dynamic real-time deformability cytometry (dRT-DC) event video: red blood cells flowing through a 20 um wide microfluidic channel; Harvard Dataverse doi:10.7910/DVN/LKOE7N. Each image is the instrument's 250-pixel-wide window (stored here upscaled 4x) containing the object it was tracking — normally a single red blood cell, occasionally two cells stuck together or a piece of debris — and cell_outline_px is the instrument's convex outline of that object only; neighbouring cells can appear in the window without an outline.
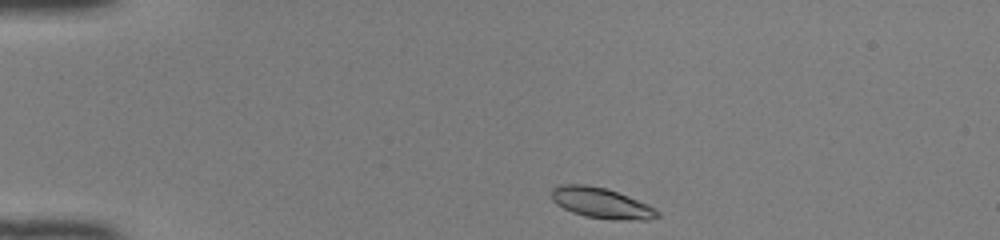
{"species": "common noctule bat (a hibernating species)", "species_latin": "Nyctalus noctula", "temperature_condition": "room temperature", "stored_images_in_passage": 40, "camera_frame_rate_fps": 3000, "um_per_image_px": 0.085, "animal": {"sex": "female", "body_mass_g": 22.0, "forearm_length_mm": 56.7}, "frame": {"image": 1, "passage_image": 1, "time_ms": 0.0, "image_size_px": [1000, 240], "cell_outline_px": [[660, 216], [648, 220], [612, 220], [584, 216], [572, 212], [556, 204], [552, 200], [548, 192], [556, 184], [584, 184], [608, 188], [648, 204], [656, 208], [660, 212]], "centroid_in_image_um": [51.09, 17.25], "position_along_channel_um": 33.9, "area_um2": 19.36}}
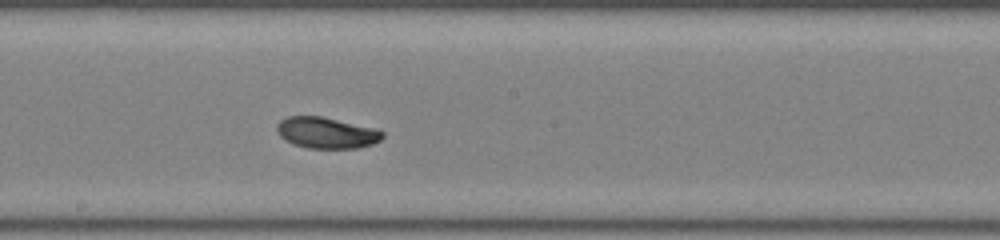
{"frame": {"image": 2, "passage_image": 19, "time_ms": 6.0, "image_size_px": [1000, 240], "cell_outline_px": [[384, 136], [380, 140], [372, 144], [356, 148], [308, 148], [292, 144], [284, 140], [276, 132], [276, 124], [280, 120], [288, 116], [320, 116], [376, 128], [384, 132]], "centroid_in_image_um": [27.72, 11.28], "position_along_channel_um": 220.5, "area_um2": 19.31}}
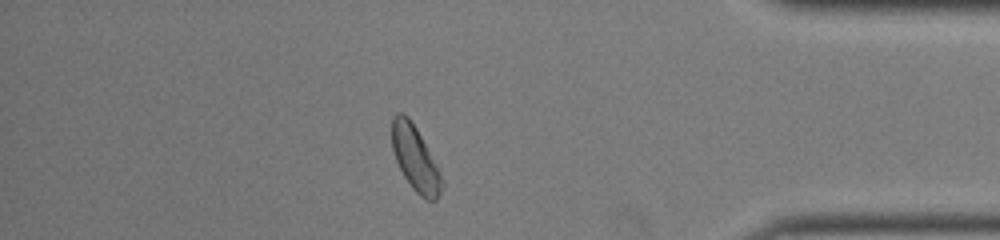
{"frame": {"image": 3, "passage_image": 34, "time_ms": 11.0, "image_size_px": [1000, 240], "cell_outline_px": [[444, 188], [436, 200], [424, 200], [412, 188], [404, 176], [396, 160], [392, 148], [392, 116], [396, 112], [400, 112], [408, 116], [416, 128], [440, 172], [444, 180]], "centroid_in_image_um": [35.3, 13.5], "position_along_channel_um": 399.9, "area_um2": 18.79}, "authors_computed_cell_mechanics": {"area_um2": 19.074, "velocity_mm_per_s": 4.1101, "shape_relaxation_time_tau1_ms": 3.6872, "shape_relaxation_time_tau2_ms": null, "deformation_change_tau1": 0.1401, "deformation_change_tau2": null}}